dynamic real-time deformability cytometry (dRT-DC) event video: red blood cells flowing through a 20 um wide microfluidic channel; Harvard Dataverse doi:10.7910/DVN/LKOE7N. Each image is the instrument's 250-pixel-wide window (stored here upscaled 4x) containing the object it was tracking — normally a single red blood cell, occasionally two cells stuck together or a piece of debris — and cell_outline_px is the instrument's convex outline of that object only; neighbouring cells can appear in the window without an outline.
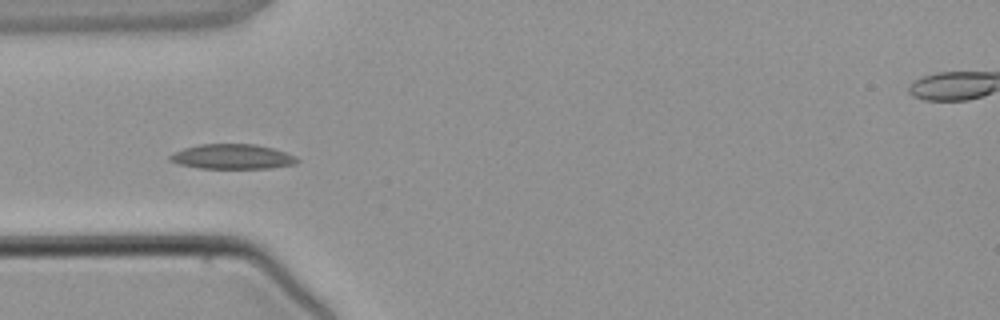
{"species": "common noctule bat (a hibernating species)", "species_latin": "Nyctalus noctula", "temperature_condition": "warm", "stored_images_in_passage": 4, "camera_frame_rate_fps": 3000, "um_per_image_px": 0.085, "animal": {"sex": "male", "body_mass_g": 21.5, "forearm_length_mm": 52.0}, "frame": {"image": 1, "passage_image": 2, "time_ms": 2.333, "image_size_px": [1000, 320], "cell_outline_px": [[300, 160], [296, 164], [272, 168], [200, 168], [180, 164], [168, 160], [168, 156], [184, 148], [200, 144], [256, 144], [272, 148], [296, 156]], "centroid_in_image_um": [19.77, 13.31], "position_along_channel_um": 65.2, "area_um2": 18.38}}
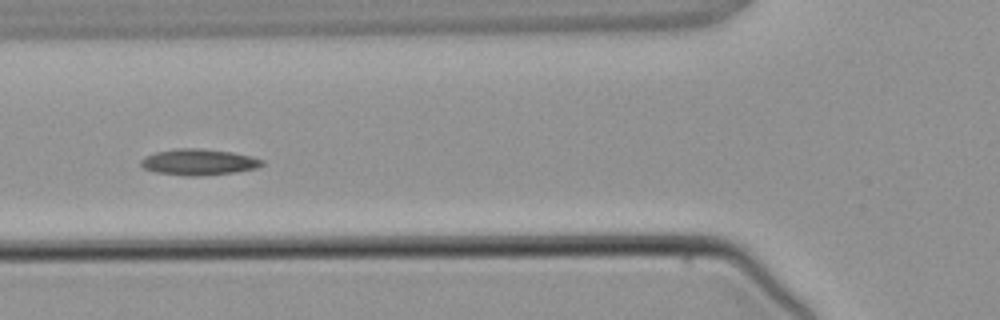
{"frame": {"image": 2, "passage_image": 3, "time_ms": 3.333, "image_size_px": [1000, 320], "cell_outline_px": [[264, 164], [256, 168], [236, 172], [200, 176], [184, 176], [156, 172], [144, 168], [140, 164], [140, 160], [144, 156], [156, 152], [176, 148], [200, 148], [232, 152], [252, 156], [264, 160]], "centroid_in_image_um": [16.89, 13.77], "position_along_channel_um": 108.9, "area_um2": 18.61}}